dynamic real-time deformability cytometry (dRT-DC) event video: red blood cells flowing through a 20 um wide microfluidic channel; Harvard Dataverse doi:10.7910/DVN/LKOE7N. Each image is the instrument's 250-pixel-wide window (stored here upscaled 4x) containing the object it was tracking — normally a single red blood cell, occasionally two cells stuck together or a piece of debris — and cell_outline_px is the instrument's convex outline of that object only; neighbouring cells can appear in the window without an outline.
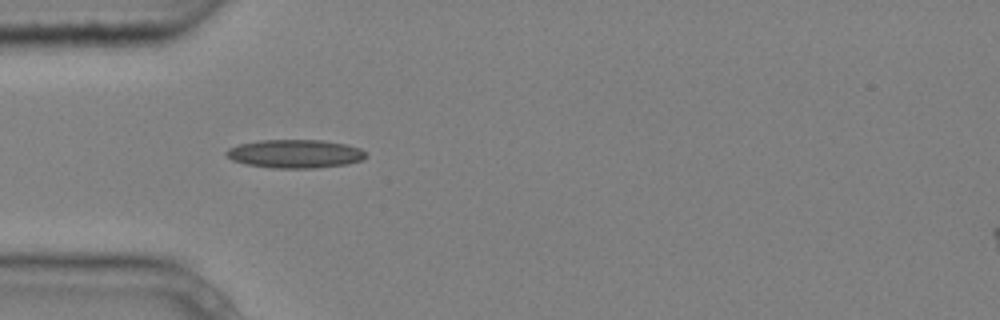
{"species": "common noctule bat (a hibernating species)", "species_latin": "Nyctalus noctula", "temperature_condition": "cold", "stored_images_in_passage": 6, "camera_frame_rate_fps": 3000, "um_per_image_px": 0.085, "animal": {"sex": "male", "body_mass_g": 20.4}, "frame": {"image": 1, "passage_image": 5, "time_ms": 1.333, "image_size_px": [1000, 320], "cell_outline_px": [[368, 156], [360, 160], [348, 164], [312, 168], [272, 168], [244, 164], [232, 160], [224, 152], [228, 148], [240, 144], [260, 140], [324, 140], [348, 144], [360, 148]], "centroid_in_image_um": [25.08, 13.07], "position_along_channel_um": 59.9, "area_um2": 23.24}}
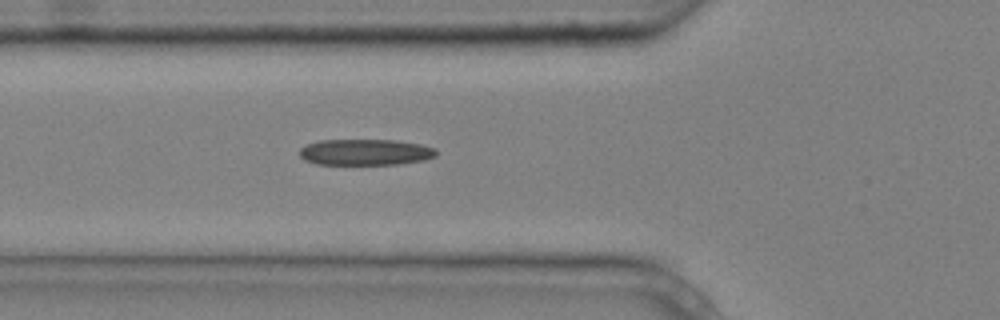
{"frame": {"image": 2, "passage_image": 6, "time_ms": 1.667, "image_size_px": [1000, 320], "cell_outline_px": [[436, 156], [424, 160], [400, 164], [316, 164], [304, 160], [300, 156], [300, 148], [304, 144], [320, 140], [396, 140], [420, 144], [436, 148]], "centroid_in_image_um": [31.04, 12.93], "position_along_channel_um": 94.8, "area_um2": 20.92}}